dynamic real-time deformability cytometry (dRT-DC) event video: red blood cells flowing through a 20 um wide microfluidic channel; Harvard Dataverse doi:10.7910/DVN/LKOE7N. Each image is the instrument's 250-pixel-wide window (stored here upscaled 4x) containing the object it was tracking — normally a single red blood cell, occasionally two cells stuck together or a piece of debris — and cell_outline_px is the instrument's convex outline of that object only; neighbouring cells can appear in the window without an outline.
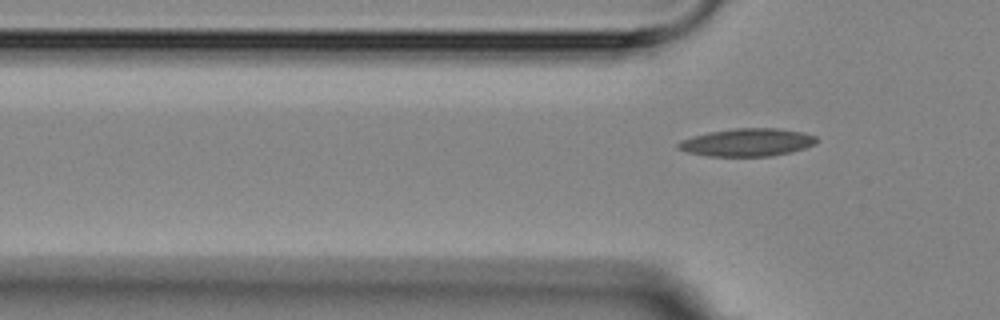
{"species": "Egyptian fruit bat (a non-hibernating species)", "species_latin": "Rousettus aegyptiacus", "temperature_condition": "room temperature", "stored_images_in_passage": 3, "segment_of_instrument_passage": [2, 2], "camera_frame_rate_fps": 3000, "um_per_image_px": 0.085, "animal": {"sex": "female"}, "frame": {"image": 1, "passage_image": 3, "time_ms": 2.0, "image_size_px": [1000, 320], "cell_outline_px": [[820, 140], [816, 144], [792, 152], [772, 156], [708, 156], [688, 152], [676, 148], [676, 144], [680, 140], [692, 136], [708, 132], [732, 128], [780, 128], [804, 132], [816, 136]], "centroid_in_image_um": [63.54, 12.09], "position_along_channel_um": 62.3, "area_um2": 22.77}}